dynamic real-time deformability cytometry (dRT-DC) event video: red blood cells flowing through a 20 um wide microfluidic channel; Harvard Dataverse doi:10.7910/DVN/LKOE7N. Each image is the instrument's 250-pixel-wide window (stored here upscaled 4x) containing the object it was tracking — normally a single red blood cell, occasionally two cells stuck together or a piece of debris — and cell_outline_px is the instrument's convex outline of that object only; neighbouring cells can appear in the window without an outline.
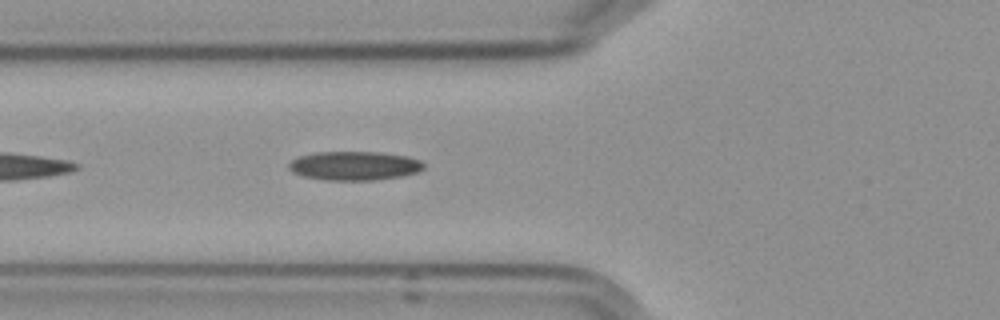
{"species": "Egyptian fruit bat (a non-hibernating species)", "species_latin": "Rousettus aegyptiacus", "temperature_condition": "cold", "stored_images_in_passage": 16, "camera_frame_rate_fps": 3000, "um_per_image_px": 0.085, "frame": {"image": 1, "passage_image": 5, "time_ms": 1.333, "image_size_px": [1000, 320], "cell_outline_px": [[424, 168], [416, 172], [400, 176], [376, 180], [324, 180], [304, 176], [292, 172], [288, 168], [288, 164], [292, 160], [300, 156], [316, 152], [380, 152], [404, 156], [420, 160], [424, 164]], "centroid_in_image_um": [30.09, 14.09], "position_along_channel_um": 95.7, "area_um2": 22.6}}